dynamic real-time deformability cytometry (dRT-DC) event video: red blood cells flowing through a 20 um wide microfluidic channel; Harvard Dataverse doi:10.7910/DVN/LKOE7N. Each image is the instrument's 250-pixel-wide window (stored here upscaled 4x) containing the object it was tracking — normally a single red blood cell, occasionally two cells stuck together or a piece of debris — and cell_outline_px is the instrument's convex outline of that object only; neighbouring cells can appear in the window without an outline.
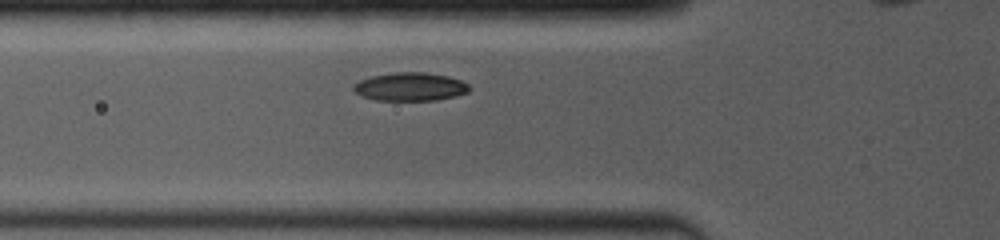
{"species": "common noctule bat (a hibernating species)", "species_latin": "Nyctalus noctula", "temperature_condition": "room temperature", "stored_images_in_passage": 28, "camera_frame_rate_fps": 4000, "um_per_image_px": 0.085, "animal": {"sex": "female", "body_mass_g": 19.0, "forearm_length_mm": 53.3}, "frame": {"image": 1, "passage_image": 4, "time_ms": 1.75, "image_size_px": [1000, 240], "cell_outline_px": [[472, 88], [468, 92], [456, 96], [436, 100], [376, 100], [360, 96], [352, 88], [352, 84], [360, 80], [372, 76], [396, 72], [424, 72], [448, 76], [460, 80], [468, 84]], "centroid_in_image_um": [34.87, 7.37], "position_along_channel_um": 90.9, "area_um2": 19.19}}
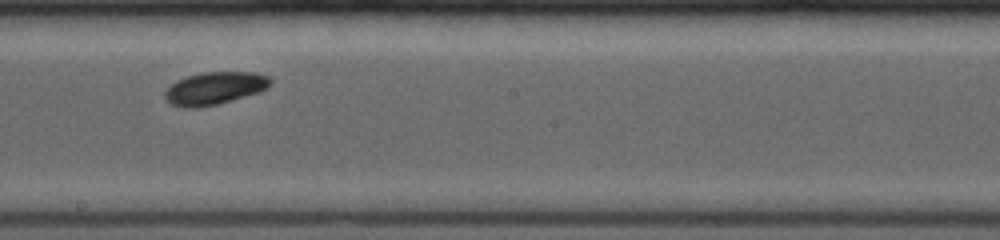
{"frame": {"image": 2, "passage_image": 13, "time_ms": 5.25, "image_size_px": [1000, 240], "cell_outline_px": [[272, 80], [260, 92], [216, 104], [200, 108], [184, 108], [172, 104], [164, 96], [164, 92], [176, 80], [188, 76], [204, 72], [256, 72], [268, 76]], "centroid_in_image_um": [18.23, 7.5], "position_along_channel_um": 230.0, "area_um2": 19.83}}
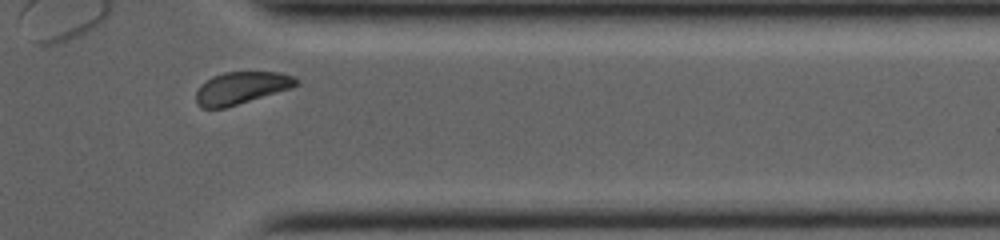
{"frame": {"image": 3, "passage_image": 25, "time_ms": 9.25, "image_size_px": [1000, 240], "cell_outline_px": [[300, 84], [292, 88], [224, 108], [200, 108], [196, 104], [196, 92], [200, 84], [212, 76], [224, 72], [280, 72], [292, 76], [300, 80]], "centroid_in_image_um": [20.51, 7.47], "position_along_channel_um": 390.9, "area_um2": 18.96}, "authors_computed_cell_mechanics": {"area_um2": 19.4208, "velocity_mm_per_s": 3.9939, "shape_relaxation_time_tau1_ms": 1.0424, "shape_relaxation_time_tau2_ms": null, "deformation_change_tau1": 0.0535, "deformation_change_tau2": null}}